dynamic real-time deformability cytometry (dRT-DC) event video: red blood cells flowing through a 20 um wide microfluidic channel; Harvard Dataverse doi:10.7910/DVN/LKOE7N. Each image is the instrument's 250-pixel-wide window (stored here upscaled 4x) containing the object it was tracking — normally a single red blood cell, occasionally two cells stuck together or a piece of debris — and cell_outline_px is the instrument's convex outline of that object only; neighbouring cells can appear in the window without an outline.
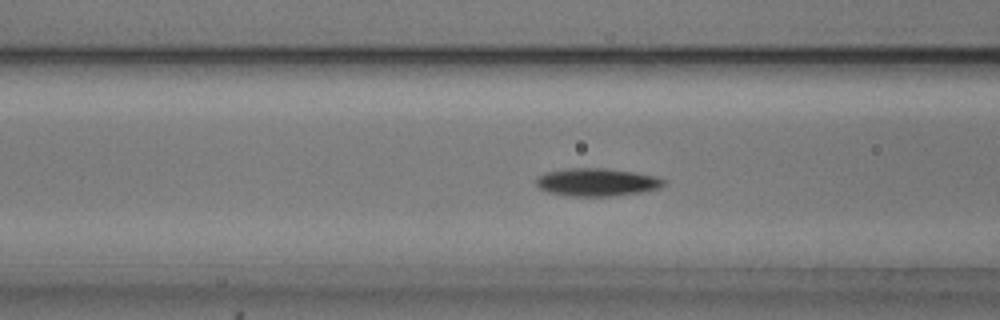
{"species": "common noctule bat (a hibernating species)", "species_latin": "Nyctalus noctula", "temperature_condition": "cold", "stored_images_in_passage": 42, "camera_frame_rate_fps": 3000, "um_per_image_px": 0.085, "animal": {"sex": "male", "body_mass_g": 20.5, "forearm_length_mm": 52.5}, "frame": {"image": 1, "passage_image": 13, "time_ms": 4.0, "image_size_px": [1000, 320], "cell_outline_px": [[664, 184], [660, 188], [640, 192], [612, 196], [572, 196], [548, 192], [540, 188], [536, 184], [536, 176], [544, 172], [568, 168], [604, 168], [632, 172], [656, 176], [664, 180]], "centroid_in_image_um": [50.69, 15.48], "position_along_channel_um": 115.9, "area_um2": 20.63}}
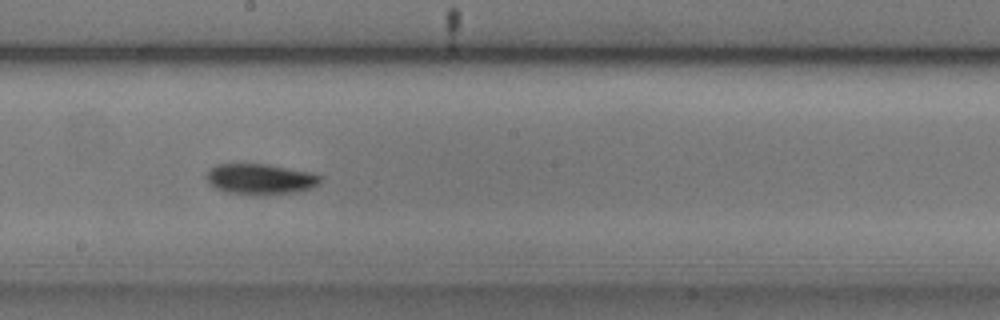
{"frame": {"image": 2, "passage_image": 22, "time_ms": 7.0, "image_size_px": [1000, 320], "cell_outline_px": [[320, 180], [316, 184], [308, 188], [296, 192], [268, 196], [252, 196], [228, 192], [216, 188], [208, 184], [204, 176], [208, 168], [216, 164], [268, 164], [308, 172], [320, 176]], "centroid_in_image_um": [22.01, 15.24], "position_along_channel_um": 226.2, "area_um2": 20.63}}
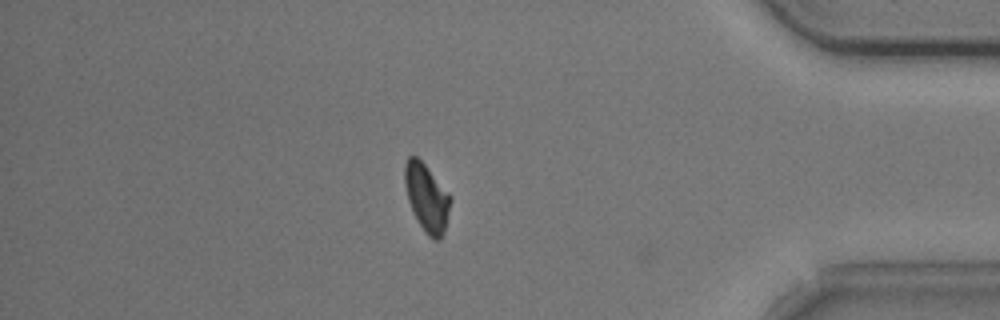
{"frame": {"image": 3, "passage_image": 39, "time_ms": 12.667, "image_size_px": [1000, 320], "cell_outline_px": [[452, 200], [444, 232], [440, 240], [436, 240], [428, 236], [424, 232], [412, 212], [408, 200], [404, 184], [404, 164], [408, 156], [416, 156], [424, 164], [452, 196]], "centroid_in_image_um": [36.27, 16.81], "position_along_channel_um": 398.9, "area_um2": 18.21}, "authors_computed_cell_mechanics": {"area_um2": 19.5075, "velocity_mm_per_s": 3.6676, "shape_relaxation_time_tau1_ms": 2.2647, "shape_relaxation_time_tau2_ms": null, "deformation_change_tau1": 0.1254, "deformation_change_tau2": null}}